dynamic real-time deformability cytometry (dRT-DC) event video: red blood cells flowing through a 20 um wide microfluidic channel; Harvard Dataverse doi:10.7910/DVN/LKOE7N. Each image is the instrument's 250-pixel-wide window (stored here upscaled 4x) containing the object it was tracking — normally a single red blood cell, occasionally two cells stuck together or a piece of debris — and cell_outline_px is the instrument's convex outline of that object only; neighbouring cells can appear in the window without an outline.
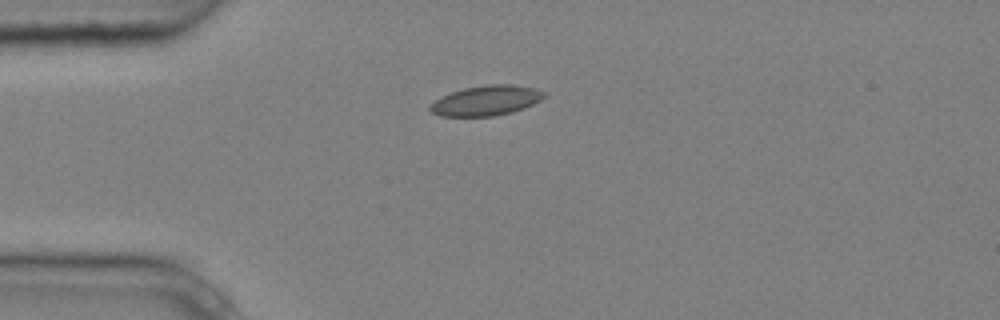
{"species": "common noctule bat (a hibernating species)", "species_latin": "Nyctalus noctula", "temperature_condition": "cold", "stored_images_in_passage": 5, "camera_frame_rate_fps": 3000, "um_per_image_px": 0.085, "animal": {"sex": "male", "body_mass_g": 20.4}, "frame": {"image": 1, "passage_image": 1, "time_ms": 0.0, "image_size_px": [1000, 320], "cell_outline_px": [[544, 96], [540, 100], [524, 108], [512, 112], [492, 116], [440, 116], [432, 112], [428, 108], [428, 104], [452, 92], [464, 88], [488, 84], [512, 84], [532, 88], [544, 92]], "centroid_in_image_um": [41.29, 8.55], "position_along_channel_um": 43.7, "area_um2": 19.71}}
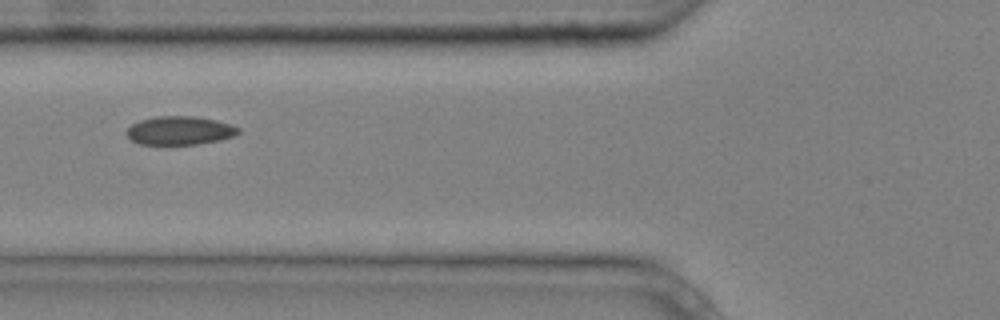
{"frame": {"image": 2, "passage_image": 3, "time_ms": 0.667, "image_size_px": [1000, 320], "cell_outline_px": [[240, 132], [232, 136], [220, 140], [196, 144], [140, 144], [132, 140], [124, 132], [132, 124], [140, 120], [156, 116], [196, 116], [216, 120], [232, 124], [240, 128]], "centroid_in_image_um": [15.28, 11.08], "position_along_channel_um": 110.5, "area_um2": 18.61}}